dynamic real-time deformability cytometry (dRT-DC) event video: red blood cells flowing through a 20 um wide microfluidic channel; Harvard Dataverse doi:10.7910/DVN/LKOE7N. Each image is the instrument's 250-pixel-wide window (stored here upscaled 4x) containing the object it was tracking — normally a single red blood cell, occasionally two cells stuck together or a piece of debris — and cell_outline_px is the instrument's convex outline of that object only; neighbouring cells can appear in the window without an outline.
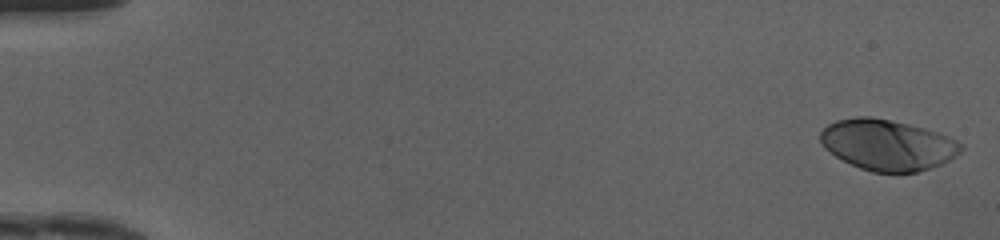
{"species": "human", "species_latin": "Homo sapiens", "temperature_condition": "cold", "stored_images_in_passage": 49, "camera_frame_rate_fps": 3000, "um_per_image_px": 0.085, "donor": {"sex": "female"}, "frame": {"image": 1, "passage_image": 1, "time_ms": 0.0, "image_size_px": [1000, 240], "cell_outline_px": [[964, 148], [960, 152], [948, 160], [940, 164], [916, 172], [872, 172], [860, 168], [836, 156], [824, 148], [820, 140], [820, 132], [828, 124], [836, 120], [856, 116], [872, 116], [908, 124], [924, 128], [936, 132], [956, 140], [964, 144]], "centroid_in_image_um": [75.42, 12.3], "position_along_channel_um": 9.6, "area_um2": 41.38}}
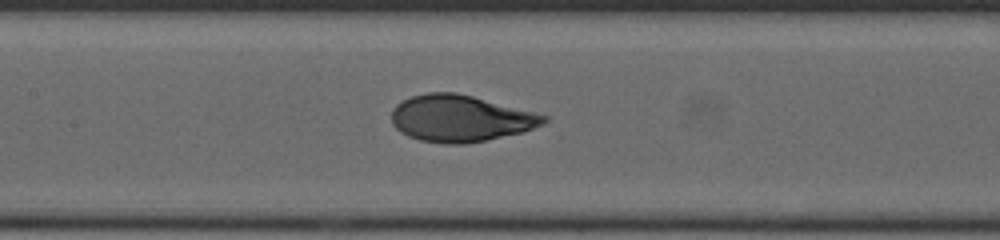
{"frame": {"image": 2, "passage_image": 24, "time_ms": 7.667, "image_size_px": [1000, 240], "cell_outline_px": [[548, 120], [544, 124], [524, 132], [464, 144], [444, 144], [420, 140], [408, 136], [400, 132], [392, 124], [392, 108], [396, 104], [412, 96], [428, 92], [456, 92], [472, 96], [548, 116]], "centroid_in_image_um": [39.11, 10.07], "position_along_channel_um": 168.3, "area_um2": 41.21}}
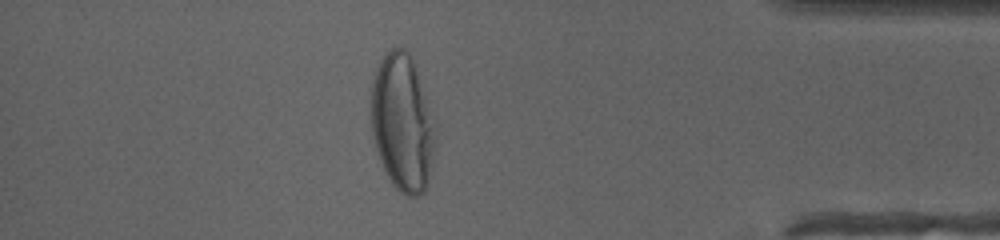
{"frame": {"image": 3, "passage_image": 43, "time_ms": 14.0, "image_size_px": [1000, 240], "cell_outline_px": [[436, 144], [428, 184], [424, 192], [420, 196], [408, 196], [400, 192], [392, 184], [380, 160], [376, 148], [372, 132], [372, 84], [376, 68], [380, 60], [392, 48], [404, 48], [412, 56], [436, 120]], "centroid_in_image_um": [34.26, 10.45], "position_along_channel_um": 400.9, "area_um2": 51.85}, "authors_computed_cell_mechanics": {"area_um2": 41.2114, "velocity_mm_per_s": 4.1739, "shape_relaxation_time_tau1_ms": 3.9331, "shape_relaxation_time_tau2_ms": null, "deformation_change_tau1": 0.2093, "deformation_change_tau2": null}}